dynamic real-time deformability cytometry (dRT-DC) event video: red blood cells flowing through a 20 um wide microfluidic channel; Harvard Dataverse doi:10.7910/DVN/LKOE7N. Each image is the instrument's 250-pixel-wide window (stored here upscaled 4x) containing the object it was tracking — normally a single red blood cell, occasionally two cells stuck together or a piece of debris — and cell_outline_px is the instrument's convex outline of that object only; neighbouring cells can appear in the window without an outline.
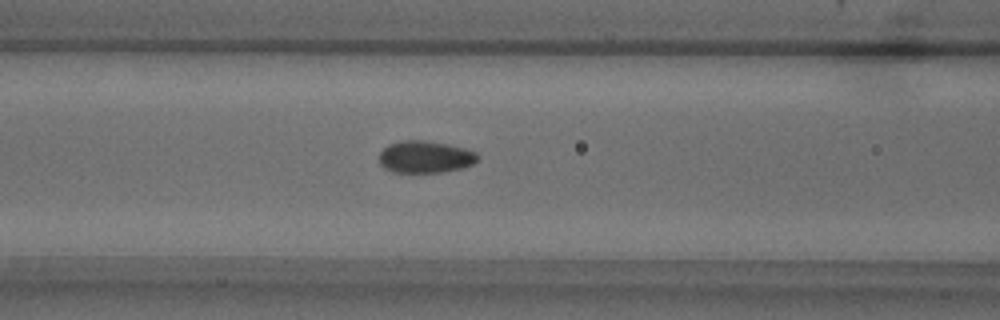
{"species": "common noctule bat (a hibernating species)", "species_latin": "Nyctalus noctula", "temperature_condition": "warm", "stored_images_in_passage": 52, "camera_frame_rate_fps": 3000, "um_per_image_px": 0.085, "animal": {"sex": "male", "body_mass_g": 18.8}, "frame": {"image": 1, "passage_image": 21, "time_ms": 6.667, "image_size_px": [1000, 320], "cell_outline_px": [[476, 160], [472, 164], [464, 168], [444, 172], [392, 172], [384, 168], [380, 164], [380, 152], [388, 144], [400, 140], [424, 140], [448, 144], [464, 148], [476, 152]], "centroid_in_image_um": [36.12, 13.33], "position_along_channel_um": 130.5, "area_um2": 18.44}}
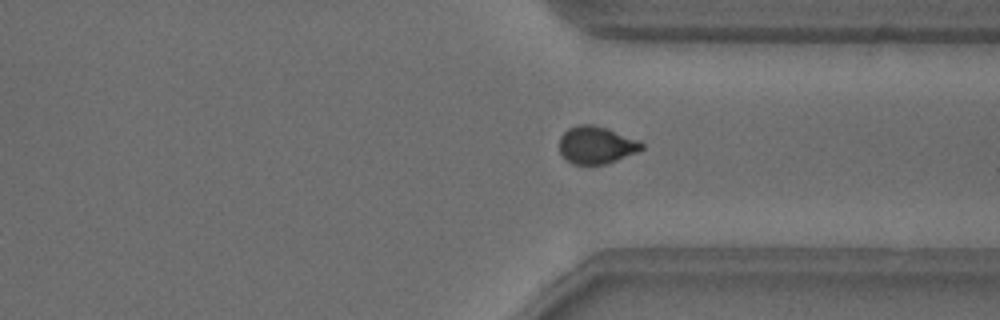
{"frame": {"image": 2, "passage_image": 39, "time_ms": 12.667, "image_size_px": [1000, 320], "cell_outline_px": [[644, 148], [636, 152], [616, 160], [604, 164], [572, 164], [560, 152], [560, 136], [568, 128], [576, 124], [592, 124], [608, 128], [640, 140], [644, 144]], "centroid_in_image_um": [50.7, 12.3], "position_along_channel_um": 360.7, "area_um2": 17.98}}
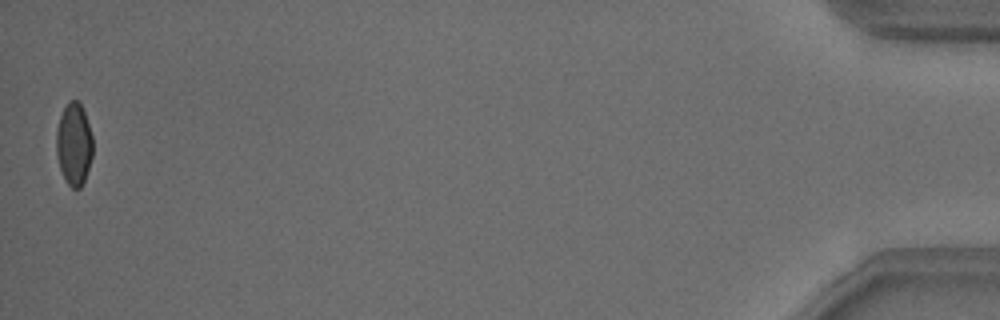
{"frame": {"image": 3, "passage_image": 52, "time_ms": 17.0, "image_size_px": [1000, 320], "cell_outline_px": [[92, 156], [84, 180], [80, 188], [72, 188], [68, 184], [60, 168], [56, 152], [56, 132], [60, 116], [68, 100], [80, 100], [92, 136]], "centroid_in_image_um": [6.28, 12.21], "position_along_channel_um": 428.9, "area_um2": 17.34}, "authors_computed_cell_mechanics": {"area_um2": 18.2648, "velocity_mm_per_s": 3.8353, "shape_relaxation_time_tau1_ms": 4.3255, "shape_relaxation_time_tau2_ms": 0.9139, "deformation_change_tau1": 0.0968, "deformation_change_tau2": 0.047}}